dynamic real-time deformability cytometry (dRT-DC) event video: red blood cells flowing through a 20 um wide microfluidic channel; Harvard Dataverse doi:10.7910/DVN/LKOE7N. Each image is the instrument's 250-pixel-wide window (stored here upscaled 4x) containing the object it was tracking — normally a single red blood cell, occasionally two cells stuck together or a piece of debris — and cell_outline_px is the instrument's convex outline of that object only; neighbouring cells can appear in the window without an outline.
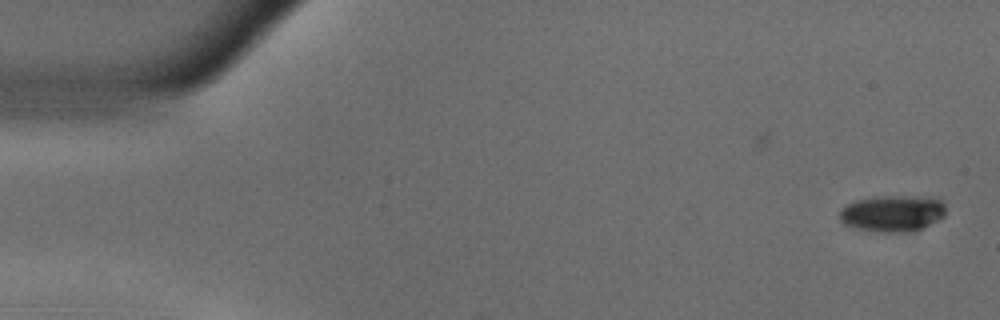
{"species": "common noctule bat (a hibernating species)", "species_latin": "Nyctalus noctula", "temperature_condition": "warm", "stored_images_in_passage": 51, "camera_frame_rate_fps": 3000, "um_per_image_px": 0.085, "animal": {"sex": "male", "body_mass_g": 18.8}, "frame": {"image": 1, "passage_image": 1, "time_ms": 0.0, "image_size_px": [1000, 320], "cell_outline_px": [[944, 216], [912, 232], [884, 232], [860, 228], [844, 224], [840, 220], [840, 212], [848, 204], [856, 200], [872, 196], [940, 196], [944, 204]], "centroid_in_image_um": [75.91, 18.1], "position_along_channel_um": 9.1, "area_um2": 22.48}}
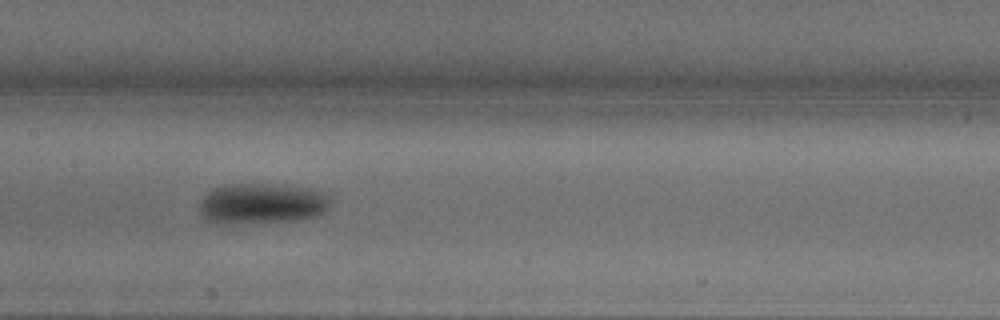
{"frame": {"image": 2, "passage_image": 26, "time_ms": 8.333, "image_size_px": [1000, 320], "cell_outline_px": [[332, 196], [328, 208], [324, 212], [316, 216], [296, 220], [240, 224], [216, 224], [208, 220], [200, 212], [200, 200], [212, 188], [224, 184], [260, 184], [308, 188], [332, 192]], "centroid_in_image_um": [22.29, 17.31], "position_along_channel_um": 185.1, "area_um2": 31.5}}
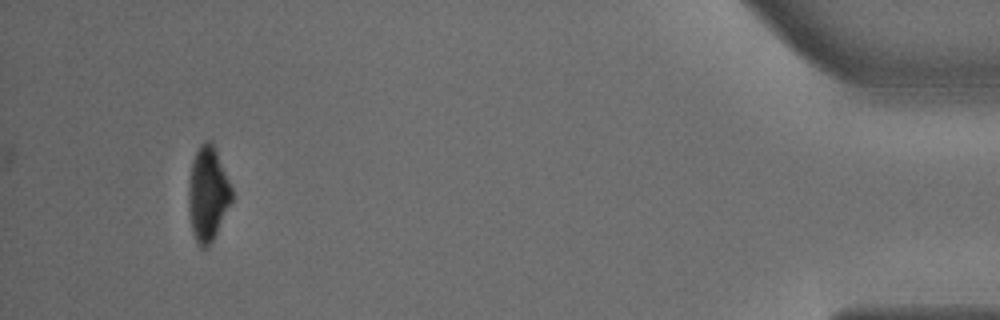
{"frame": {"image": 3, "passage_image": 51, "time_ms": 16.667, "image_size_px": [1000, 320], "cell_outline_px": [[232, 200], [208, 248], [200, 248], [192, 232], [188, 212], [188, 180], [192, 160], [200, 144], [204, 140], [212, 140], [216, 148], [232, 188]], "centroid_in_image_um": [17.64, 16.44], "position_along_channel_um": 417.6, "area_um2": 23.99}, "authors_computed_cell_mechanics": {"area_um2": 27.2816, "velocity_mm_per_s": 3.656, "shape_relaxation_time_tau1_ms": 4.1471, "shape_relaxation_time_tau2_ms": null, "deformation_change_tau1": 0.1731, "deformation_change_tau2": null}}